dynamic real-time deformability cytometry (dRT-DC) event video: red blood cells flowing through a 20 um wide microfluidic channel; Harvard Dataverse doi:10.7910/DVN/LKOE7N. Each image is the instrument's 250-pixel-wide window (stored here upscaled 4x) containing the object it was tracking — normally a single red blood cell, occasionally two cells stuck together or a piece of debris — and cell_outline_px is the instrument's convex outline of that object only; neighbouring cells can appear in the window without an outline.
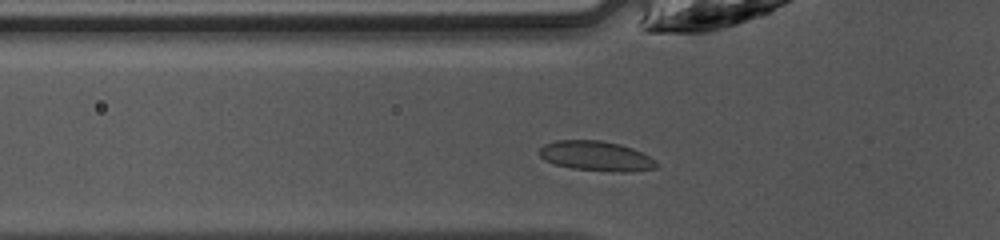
{"species": "common noctule bat (a hibernating species)", "species_latin": "Nyctalus noctula", "temperature_condition": "warm", "stored_images_in_passage": 27, "camera_frame_rate_fps": 3000, "um_per_image_px": 0.085, "animal": {"sex": "female", "body_mass_g": 10.0, "forearm_length_mm": 53.1}, "frame": {"image": 1, "passage_image": 2, "time_ms": 0.333, "image_size_px": [1000, 240], "cell_outline_px": [[660, 164], [656, 168], [628, 172], [616, 172], [572, 168], [552, 164], [544, 160], [540, 156], [540, 148], [544, 144], [556, 140], [600, 140], [620, 144], [632, 148], [656, 160]], "centroid_in_image_um": [50.67, 13.26], "position_along_channel_um": 75.1, "area_um2": 20.46}}
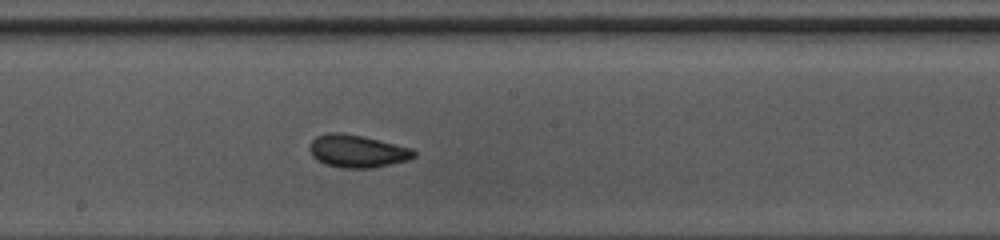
{"frame": {"image": 2, "passage_image": 12, "time_ms": 3.667, "image_size_px": [1000, 240], "cell_outline_px": [[416, 156], [408, 160], [372, 168], [340, 168], [324, 164], [312, 156], [308, 148], [312, 140], [316, 136], [328, 132], [340, 132], [360, 136], [412, 148], [416, 152]], "centroid_in_image_um": [30.33, 12.85], "position_along_channel_um": 217.9, "area_um2": 19.83}}
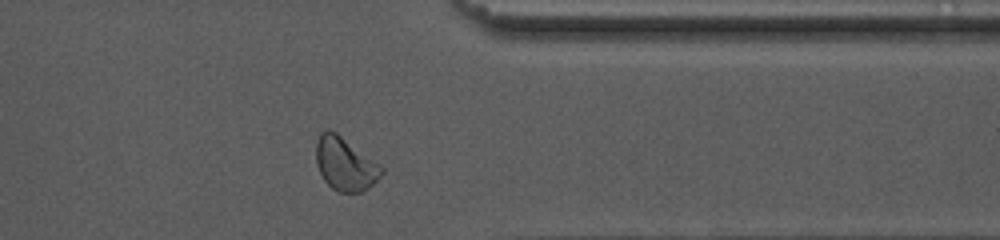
{"frame": {"image": 3, "passage_image": 24, "time_ms": 7.667, "image_size_px": [1000, 240], "cell_outline_px": [[384, 172], [368, 188], [360, 192], [340, 192], [332, 188], [324, 180], [316, 164], [316, 144], [320, 132], [328, 128], [336, 132], [380, 164], [384, 168]], "centroid_in_image_um": [29.32, 13.92], "position_along_channel_um": 382.1, "area_um2": 20.23}, "authors_computed_cell_mechanics": {"area_um2": 19.3052, "velocity_mm_per_s": 4.2432, "shape_relaxation_time_tau1_ms": 3.348, "shape_relaxation_time_tau2_ms": 1.2886, "deformation_change_tau1": 0.0977, "deformation_change_tau2": 0.0523}}